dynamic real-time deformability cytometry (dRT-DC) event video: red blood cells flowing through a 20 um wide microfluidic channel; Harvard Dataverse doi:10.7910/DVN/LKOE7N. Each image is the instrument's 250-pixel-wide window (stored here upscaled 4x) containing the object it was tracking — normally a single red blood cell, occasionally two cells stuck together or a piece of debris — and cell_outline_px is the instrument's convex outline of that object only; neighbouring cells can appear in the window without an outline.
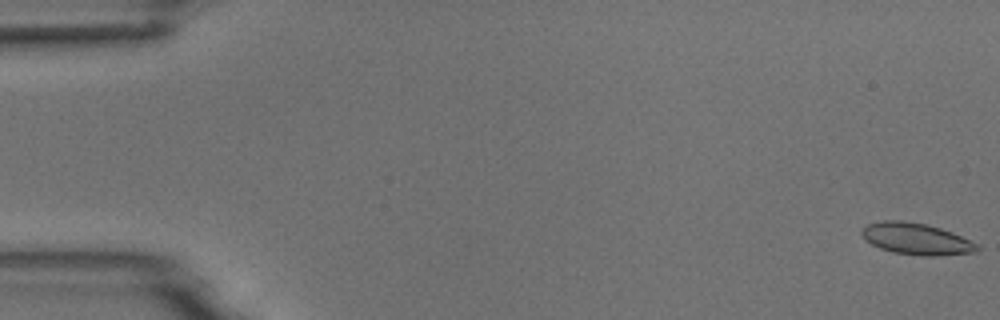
{"species": "common noctule bat (a hibernating species)", "species_latin": "Nyctalus noctula", "temperature_condition": "room temperature", "stored_images_in_passage": 8, "camera_frame_rate_fps": 3000, "um_per_image_px": 0.085, "animal": {"sex": "male", "body_mass_g": 18.8}, "frame": {"image": 1, "passage_image": 1, "time_ms": 0.0, "image_size_px": [1000, 320], "cell_outline_px": [[980, 248], [976, 252], [936, 256], [920, 256], [892, 252], [880, 248], [864, 240], [860, 232], [860, 228], [868, 224], [884, 220], [904, 220], [924, 224], [940, 228], [952, 232], [980, 244]], "centroid_in_image_um": [77.88, 20.31], "position_along_channel_um": 7.1, "area_um2": 21.5}}
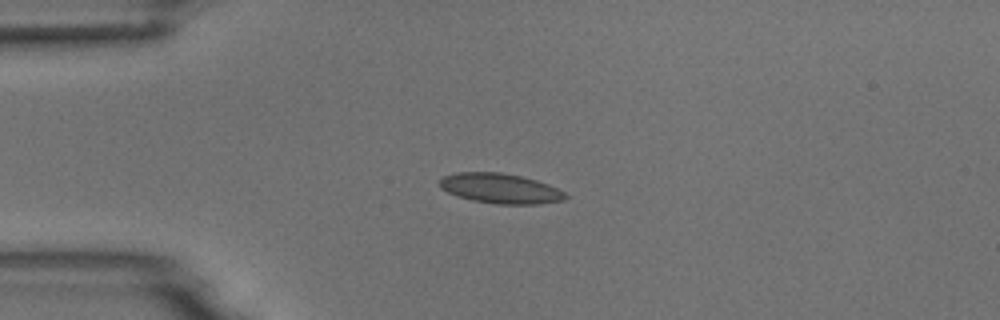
{"frame": {"image": 2, "passage_image": 4, "time_ms": 4.333, "image_size_px": [1000, 320], "cell_outline_px": [[568, 196], [564, 200], [536, 204], [496, 204], [472, 200], [448, 192], [440, 188], [440, 180], [444, 176], [456, 172], [500, 172], [520, 176], [536, 180], [548, 184], [564, 192]], "centroid_in_image_um": [42.53, 16.01], "position_along_channel_um": 42.5, "area_um2": 21.79}}